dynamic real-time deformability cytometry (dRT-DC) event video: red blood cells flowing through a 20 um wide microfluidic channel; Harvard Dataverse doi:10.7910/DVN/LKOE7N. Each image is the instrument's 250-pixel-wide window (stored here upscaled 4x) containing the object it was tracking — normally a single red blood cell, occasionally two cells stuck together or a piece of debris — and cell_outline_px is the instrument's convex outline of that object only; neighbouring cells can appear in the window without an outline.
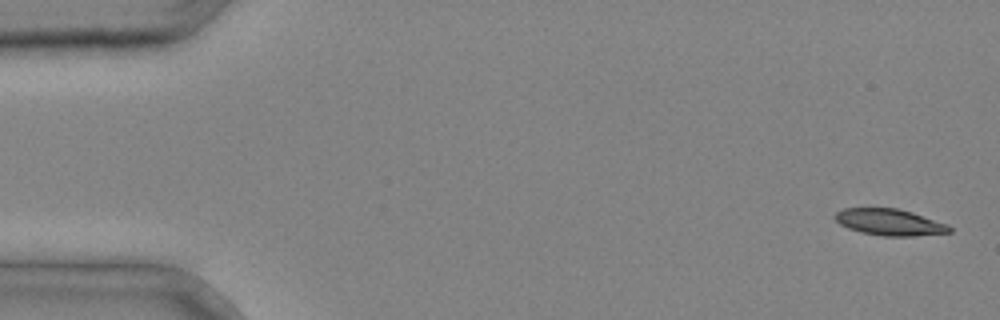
{"species": "common noctule bat (a hibernating species)", "species_latin": "Nyctalus noctula", "temperature_condition": "cold", "stored_images_in_passage": 3, "camera_frame_rate_fps": 3000, "um_per_image_px": 0.085, "animal": {"sex": "male", "body_mass_g": 20.4}, "frame": {"image": 1, "passage_image": 1, "time_ms": 0.0, "image_size_px": [1000, 320], "cell_outline_px": [[952, 232], [916, 236], [884, 236], [860, 232], [848, 228], [840, 224], [832, 216], [836, 212], [844, 208], [896, 208], [912, 212], [948, 224], [952, 228]], "centroid_in_image_um": [75.62, 18.89], "position_along_channel_um": 9.4, "area_um2": 17.74}}